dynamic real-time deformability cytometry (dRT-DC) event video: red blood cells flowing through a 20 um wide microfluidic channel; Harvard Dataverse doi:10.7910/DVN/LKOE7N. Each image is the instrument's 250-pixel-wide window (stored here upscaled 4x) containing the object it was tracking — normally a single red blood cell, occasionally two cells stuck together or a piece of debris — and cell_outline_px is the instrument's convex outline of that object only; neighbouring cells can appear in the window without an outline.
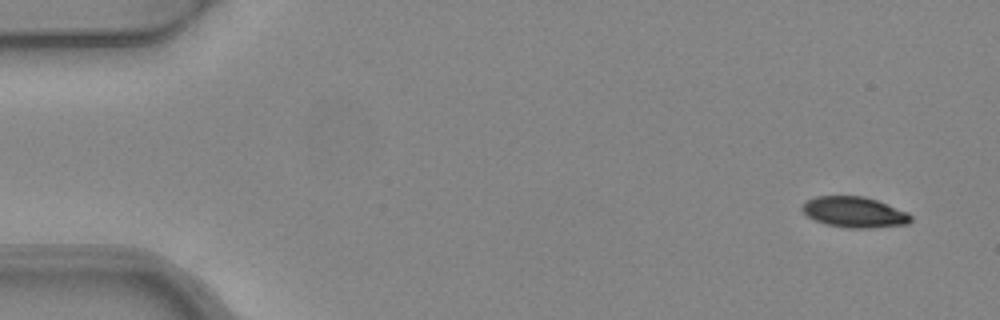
{"species": "common noctule bat (a hibernating species)", "species_latin": "Nyctalus noctula", "temperature_condition": "warm", "stored_images_in_passage": 4, "camera_frame_rate_fps": 3000, "um_per_image_px": 0.085, "animal": {"sex": "female", "body_mass_g": 24.6, "forearm_length_mm": 56.2}, "frame": {"image": 1, "passage_image": 1, "time_ms": 0.0, "image_size_px": [1000, 320], "cell_outline_px": [[912, 220], [908, 224], [872, 228], [848, 228], [828, 224], [816, 220], [808, 216], [800, 208], [808, 200], [816, 196], [864, 196], [876, 200], [908, 212], [912, 216]], "centroid_in_image_um": [72.65, 18.03], "position_along_channel_um": 12.3, "area_um2": 19.31}}
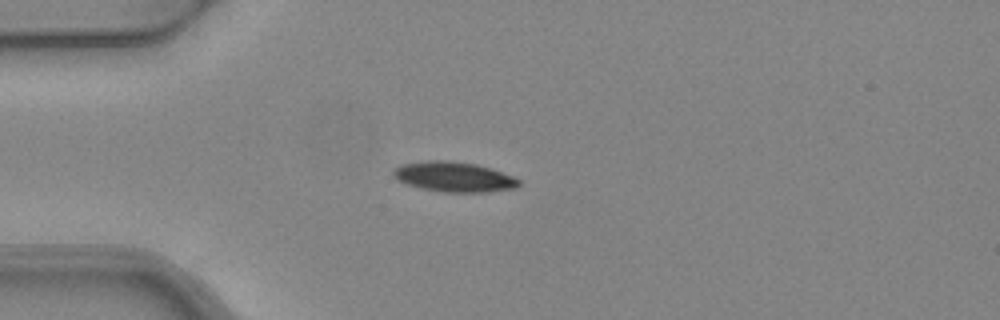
{"frame": {"image": 2, "passage_image": 4, "time_ms": 1.0, "image_size_px": [1000, 320], "cell_outline_px": [[520, 184], [516, 188], [488, 192], [444, 192], [420, 188], [396, 180], [392, 176], [392, 168], [400, 164], [428, 160], [448, 160], [476, 164], [512, 176], [520, 180]], "centroid_in_image_um": [38.52, 15.03], "position_along_channel_um": 46.5, "area_um2": 22.08}}